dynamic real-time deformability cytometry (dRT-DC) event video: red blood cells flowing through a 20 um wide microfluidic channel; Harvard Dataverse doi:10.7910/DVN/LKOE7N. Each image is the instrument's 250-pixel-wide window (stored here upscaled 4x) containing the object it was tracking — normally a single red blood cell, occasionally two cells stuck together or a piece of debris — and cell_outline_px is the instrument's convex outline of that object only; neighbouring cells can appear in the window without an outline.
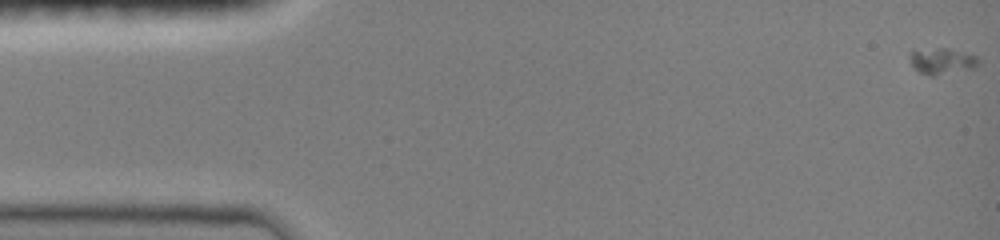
{"species": "common noctule bat (a hibernating species)", "species_latin": "Nyctalus noctula", "temperature_condition": "room temperature", "stored_images_in_passage": 51, "camera_frame_rate_fps": 3000, "um_per_image_px": 0.085, "animal": {"sex": "female", "body_mass_g": 19.0, "forearm_length_mm": 51.5}, "frame": {"image": 1, "passage_image": 1, "time_ms": 0.0, "image_size_px": [1000, 240], "cell_outline_px": [[980, 64], [972, 68], [932, 76], [920, 72], [912, 68], [912, 52], [936, 48], [948, 48], [976, 56], [980, 60]], "centroid_in_image_um": [80.12, 5.2], "position_along_channel_um": 4.9, "area_um2": 10.06}}
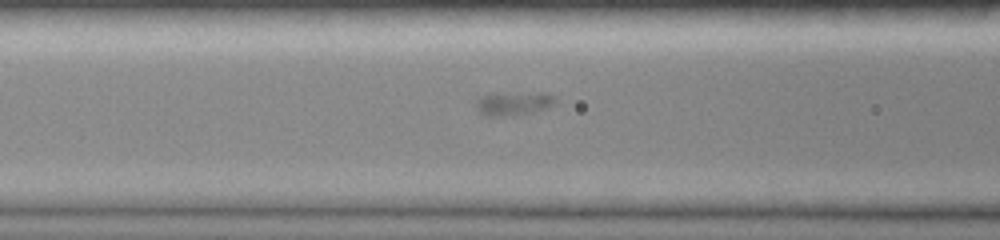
{"frame": {"image": 2, "passage_image": 21, "time_ms": 6.667, "image_size_px": [1000, 240], "cell_outline_px": [[552, 104], [544, 108], [528, 112], [496, 116], [488, 116], [480, 112], [476, 108], [476, 100], [480, 96], [540, 92], [544, 92], [552, 96]], "centroid_in_image_um": [43.58, 8.79], "position_along_channel_um": 123.0, "area_um2": 10.0}}
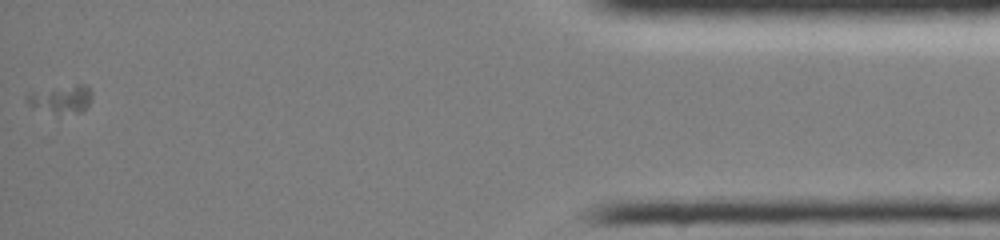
{"frame": {"image": 3, "passage_image": 51, "time_ms": 16.667, "image_size_px": [1000, 240], "cell_outline_px": [[92, 100], [80, 112], [56, 112], [28, 104], [24, 100], [24, 96], [28, 92], [76, 84], [84, 84], [92, 92]], "centroid_in_image_um": [5.19, 8.36], "position_along_channel_um": 430.0, "area_um2": 10.23}}